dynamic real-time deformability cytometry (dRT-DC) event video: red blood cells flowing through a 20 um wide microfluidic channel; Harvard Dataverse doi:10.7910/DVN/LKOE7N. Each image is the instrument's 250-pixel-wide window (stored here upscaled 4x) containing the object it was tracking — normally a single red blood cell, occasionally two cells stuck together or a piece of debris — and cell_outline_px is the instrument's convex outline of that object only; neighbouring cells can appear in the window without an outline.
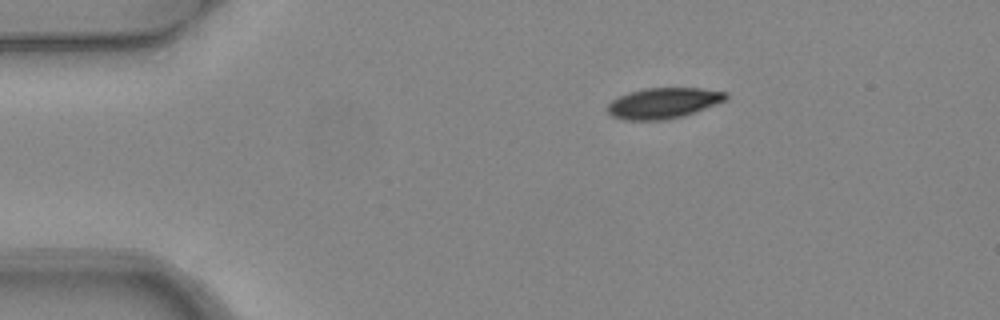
{"species": "common noctule bat (a hibernating species)", "species_latin": "Nyctalus noctula", "temperature_condition": "warm", "stored_images_in_passage": 7, "camera_frame_rate_fps": 3000, "um_per_image_px": 0.085, "animal": {"sex": "female", "body_mass_g": 24.6, "forearm_length_mm": 56.2}, "frame": {"image": 1, "passage_image": 1, "time_ms": 0.0, "image_size_px": [1000, 320], "cell_outline_px": [[728, 100], [684, 116], [664, 120], [624, 120], [612, 116], [604, 108], [612, 100], [628, 92], [644, 88], [700, 88], [728, 92]], "centroid_in_image_um": [56.39, 8.76], "position_along_channel_um": 28.6, "area_um2": 21.44}}
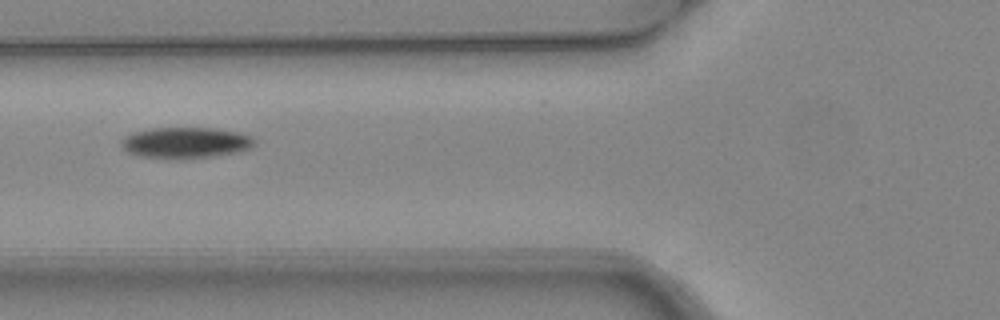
{"frame": {"image": 2, "passage_image": 4, "time_ms": 1.0, "image_size_px": [1000, 320], "cell_outline_px": [[256, 144], [252, 148], [236, 152], [188, 160], [172, 160], [140, 156], [128, 152], [120, 144], [120, 140], [124, 136], [136, 132], [152, 128], [216, 128], [240, 132], [252, 136], [256, 140]], "centroid_in_image_um": [15.81, 12.15], "position_along_channel_um": 110.0, "area_um2": 24.62}}
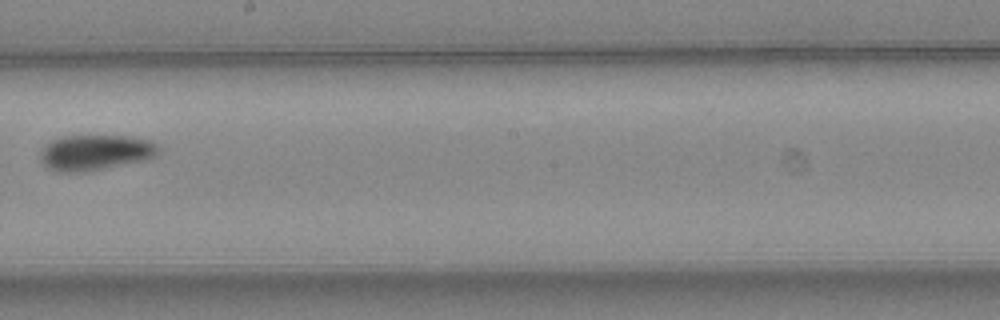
{"frame": {"image": 3, "passage_image": 7, "time_ms": 2.0, "image_size_px": [1000, 320], "cell_outline_px": [[160, 152], [156, 156], [144, 160], [92, 172], [60, 172], [48, 168], [40, 160], [40, 152], [52, 140], [64, 136], [132, 136], [148, 140], [156, 144], [160, 148]], "centroid_in_image_um": [8.13, 12.98], "position_along_channel_um": 240.1, "area_um2": 24.68}}